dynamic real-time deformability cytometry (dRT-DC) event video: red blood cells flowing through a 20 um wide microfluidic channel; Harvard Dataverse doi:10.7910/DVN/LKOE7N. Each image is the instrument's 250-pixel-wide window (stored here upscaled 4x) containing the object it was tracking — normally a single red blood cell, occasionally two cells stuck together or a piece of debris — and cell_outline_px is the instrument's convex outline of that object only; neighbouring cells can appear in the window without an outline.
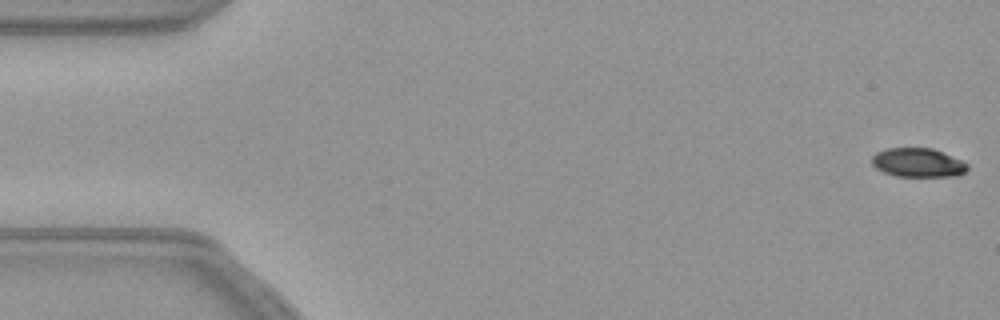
{"species": "common noctule bat (a hibernating species)", "species_latin": "Nyctalus noctula", "temperature_condition": "warm", "stored_images_in_passage": 15, "camera_frame_rate_fps": 3000, "um_per_image_px": 0.085, "animal": {"sex": "female", "body_mass_g": 21.9}, "frame": {"image": 1, "passage_image": 1, "time_ms": 0.0, "image_size_px": [1000, 320], "cell_outline_px": [[968, 168], [960, 176], [896, 176], [884, 172], [876, 168], [872, 164], [872, 156], [876, 152], [888, 148], [932, 148], [960, 160], [968, 164]], "centroid_in_image_um": [78.01, 13.83], "position_along_channel_um": 7.0, "area_um2": 16.01}}
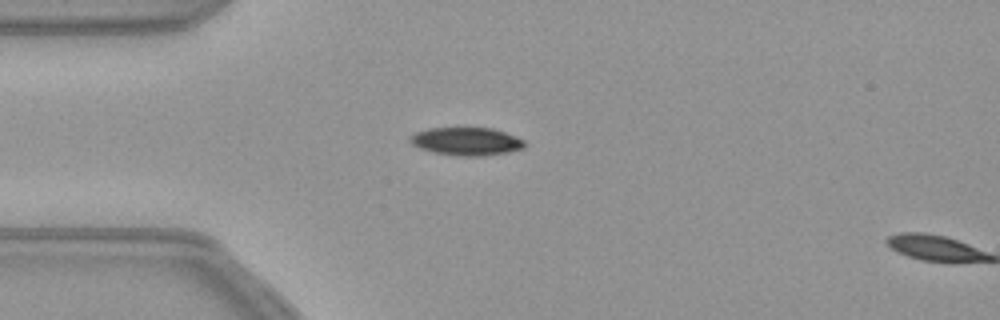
{"frame": {"image": 2, "passage_image": 14, "time_ms": 4.333, "image_size_px": [1000, 320], "cell_outline_px": [[524, 148], [508, 152], [484, 156], [456, 156], [432, 152], [420, 148], [412, 144], [408, 140], [408, 136], [416, 132], [428, 128], [492, 128], [504, 132], [524, 140]], "centroid_in_image_um": [39.6, 12.02], "position_along_channel_um": 45.4, "area_um2": 18.73}}